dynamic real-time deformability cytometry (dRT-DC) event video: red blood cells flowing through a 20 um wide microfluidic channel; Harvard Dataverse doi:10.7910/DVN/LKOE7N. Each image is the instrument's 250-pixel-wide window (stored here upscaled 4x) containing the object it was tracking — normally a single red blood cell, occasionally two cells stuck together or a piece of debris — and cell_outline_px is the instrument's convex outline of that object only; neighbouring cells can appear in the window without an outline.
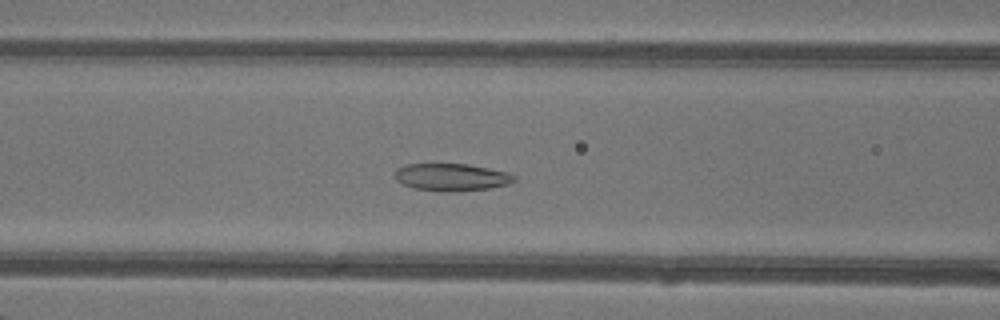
{"species": "common noctule bat (a hibernating species)", "species_latin": "Nyctalus noctula", "temperature_condition": "warm", "stored_images_in_passage": 46, "camera_frame_rate_fps": 3000, "um_per_image_px": 0.085, "animal": {"sex": "female"}, "frame": {"image": 1, "passage_image": 18, "time_ms": 5.667, "image_size_px": [1000, 320], "cell_outline_px": [[516, 180], [508, 184], [488, 188], [452, 192], [440, 192], [412, 188], [396, 180], [392, 176], [396, 168], [404, 164], [464, 164], [488, 168], [508, 172], [516, 176]], "centroid_in_image_um": [38.32, 15.06], "position_along_channel_um": 128.3, "area_um2": 19.25}}
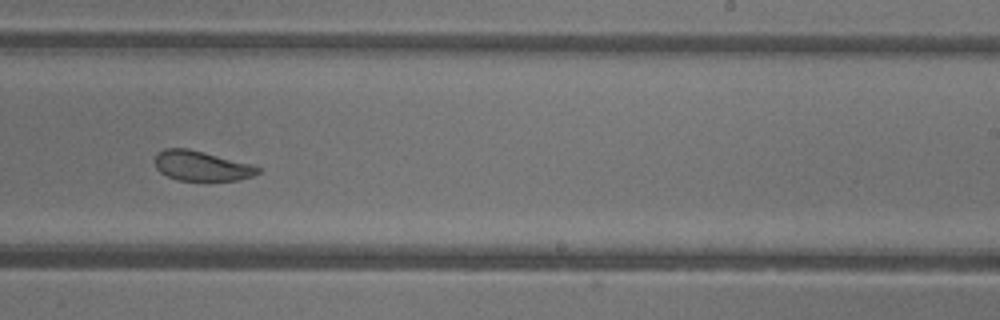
{"frame": {"image": 2, "passage_image": 28, "time_ms": 9.0, "image_size_px": [1000, 320], "cell_outline_px": [[260, 172], [252, 176], [240, 180], [176, 180], [160, 172], [156, 168], [156, 152], [164, 148], [188, 148], [252, 164], [260, 168]], "centroid_in_image_um": [17.12, 14.09], "position_along_channel_um": 271.9, "area_um2": 17.92}}
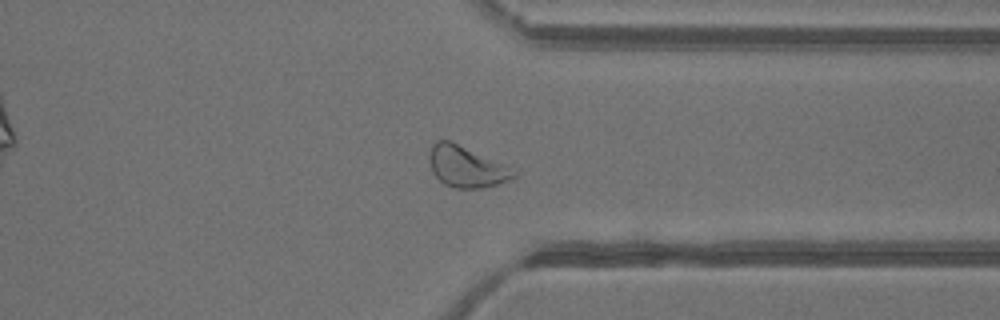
{"frame": {"image": 3, "passage_image": 35, "time_ms": 11.333, "image_size_px": [1000, 320], "cell_outline_px": [[520, 172], [516, 176], [508, 180], [484, 188], [456, 188], [444, 184], [432, 172], [428, 160], [428, 152], [432, 144], [436, 140], [448, 140], [520, 168]], "centroid_in_image_um": [39.72, 14.15], "position_along_channel_um": 371.7, "area_um2": 20.98}, "authors_computed_cell_mechanics": {"area_um2": 22.1952, "velocity_mm_per_s": 4.3258, "shape_relaxation_time_tau1_ms": 4.7089, "shape_relaxation_time_tau2_ms": 1.3377, "deformation_change_tau1": 0.1225, "deformation_change_tau2": 0.0696}}